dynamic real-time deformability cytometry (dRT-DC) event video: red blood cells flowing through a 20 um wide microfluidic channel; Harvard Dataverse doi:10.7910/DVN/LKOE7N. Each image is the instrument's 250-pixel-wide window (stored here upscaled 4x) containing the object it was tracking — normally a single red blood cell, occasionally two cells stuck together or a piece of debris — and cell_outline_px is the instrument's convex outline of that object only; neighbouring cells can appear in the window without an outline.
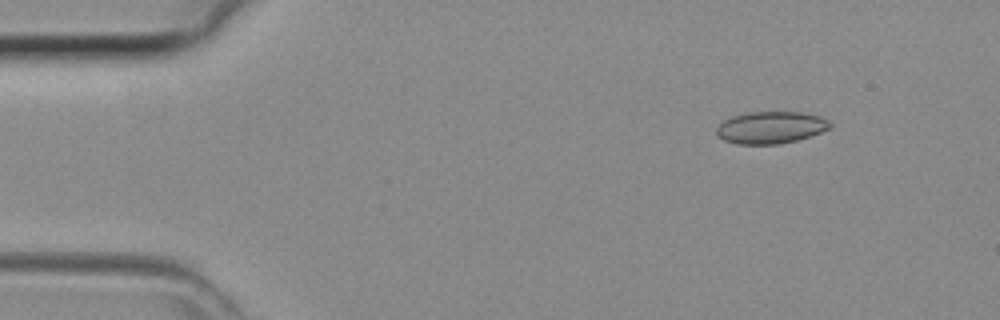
{"species": "common noctule bat (a hibernating species)", "species_latin": "Nyctalus noctula", "temperature_condition": "room temperature", "stored_images_in_passage": 9, "camera_frame_rate_fps": 3000, "um_per_image_px": 0.085, "animal": {"sex": "female", "body_mass_g": 29.2, "forearm_length_mm": 56.3}, "frame": {"image": 1, "passage_image": 2, "time_ms": 0.333, "image_size_px": [1000, 320], "cell_outline_px": [[832, 128], [796, 140], [776, 144], [736, 144], [724, 140], [716, 136], [716, 128], [724, 120], [732, 116], [748, 112], [800, 112], [820, 116], [828, 120], [832, 124]], "centroid_in_image_um": [65.49, 10.83], "position_along_channel_um": 19.5, "area_um2": 21.21}}
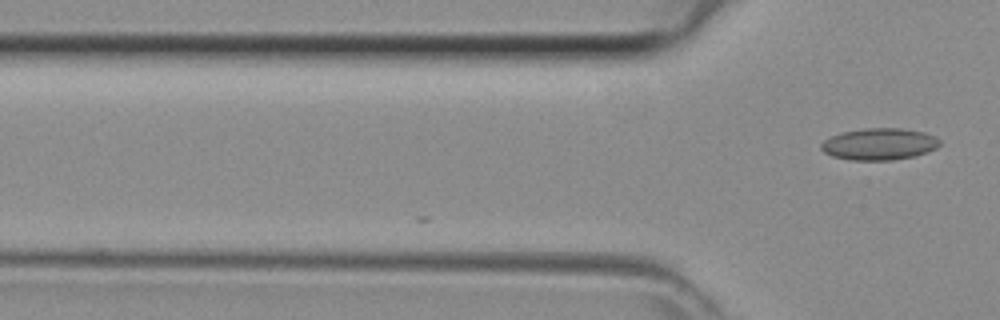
{"frame": {"image": 2, "passage_image": 9, "time_ms": 2.667, "image_size_px": [1000, 320], "cell_outline_px": [[940, 144], [936, 148], [928, 152], [916, 156], [892, 160], [848, 160], [832, 156], [824, 152], [820, 148], [820, 144], [824, 140], [832, 136], [844, 132], [864, 128], [900, 128], [924, 132], [940, 140]], "centroid_in_image_um": [74.73, 12.26], "position_along_channel_um": 51.1, "area_um2": 21.96}}